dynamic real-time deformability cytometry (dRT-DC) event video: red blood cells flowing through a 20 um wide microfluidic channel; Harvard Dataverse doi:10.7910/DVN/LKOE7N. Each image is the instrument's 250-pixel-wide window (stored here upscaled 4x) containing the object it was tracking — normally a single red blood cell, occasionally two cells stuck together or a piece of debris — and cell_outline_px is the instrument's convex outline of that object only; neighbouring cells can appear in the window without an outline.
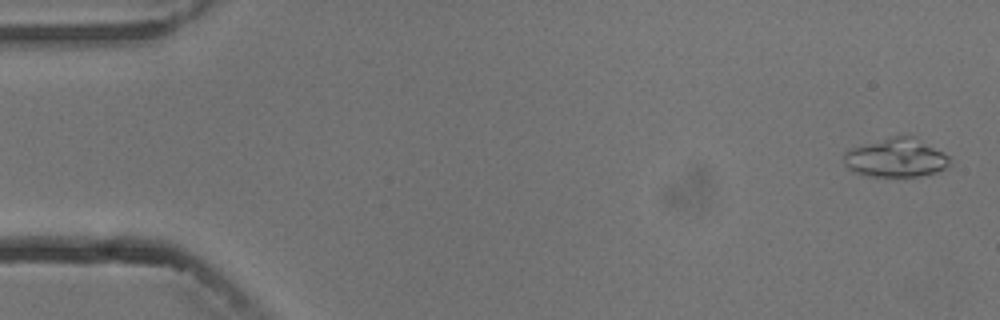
{"species": "common noctule bat (a hibernating species)", "species_latin": "Nyctalus noctula", "temperature_condition": "cold", "stored_images_in_passage": 5, "camera_frame_rate_fps": 3000, "um_per_image_px": 0.085, "animal": {"sex": "male", "body_mass_g": 13.3}, "frame": {"image": 1, "passage_image": 1, "time_ms": 0.0, "image_size_px": [1000, 320], "cell_outline_px": [[952, 164], [948, 168], [936, 172], [916, 176], [868, 176], [856, 172], [848, 168], [844, 164], [844, 152], [848, 148], [896, 136], [912, 136], [952, 156]], "centroid_in_image_um": [76.2, 13.42], "position_along_channel_um": 8.8, "area_um2": 23.93}}
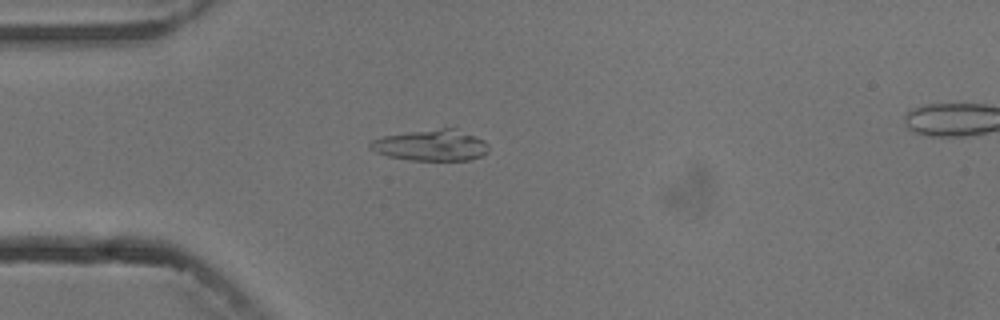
{"frame": {"image": 2, "passage_image": 4, "time_ms": 4.333, "image_size_px": [1000, 320], "cell_outline_px": [[488, 152], [480, 156], [468, 160], [408, 160], [388, 156], [376, 152], [368, 148], [368, 144], [372, 140], [384, 136], [408, 132], [440, 128], [456, 128], [484, 140], [488, 144]], "centroid_in_image_um": [36.64, 12.35], "position_along_channel_um": 48.4, "area_um2": 21.44}}